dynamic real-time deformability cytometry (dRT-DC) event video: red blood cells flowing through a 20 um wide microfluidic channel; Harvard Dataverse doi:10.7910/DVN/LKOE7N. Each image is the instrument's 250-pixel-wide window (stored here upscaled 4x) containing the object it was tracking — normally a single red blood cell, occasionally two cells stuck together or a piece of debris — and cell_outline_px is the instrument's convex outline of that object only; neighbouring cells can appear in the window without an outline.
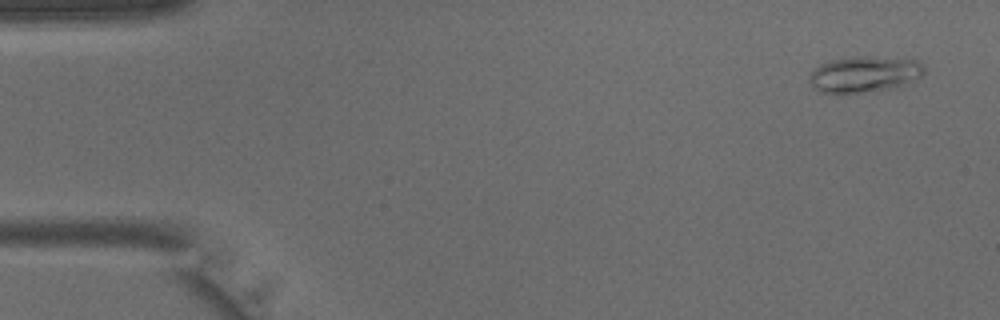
{"species": "common noctule bat (a hibernating species)", "species_latin": "Nyctalus noctula", "temperature_condition": "warm", "stored_images_in_passage": 30, "camera_frame_rate_fps": 3000, "um_per_image_px": 0.085, "animal": {"sex": "male", "body_mass_g": 15.6}, "frame": {"image": 1, "passage_image": 2, "time_ms": 0.333, "image_size_px": [1000, 320], "cell_outline_px": [[924, 72], [920, 76], [904, 84], [892, 88], [856, 92], [820, 92], [812, 88], [808, 76], [820, 64], [832, 60], [852, 56], [868, 56], [916, 60], [924, 68]], "centroid_in_image_um": [73.42, 6.29], "position_along_channel_um": 11.6, "area_um2": 23.64}}
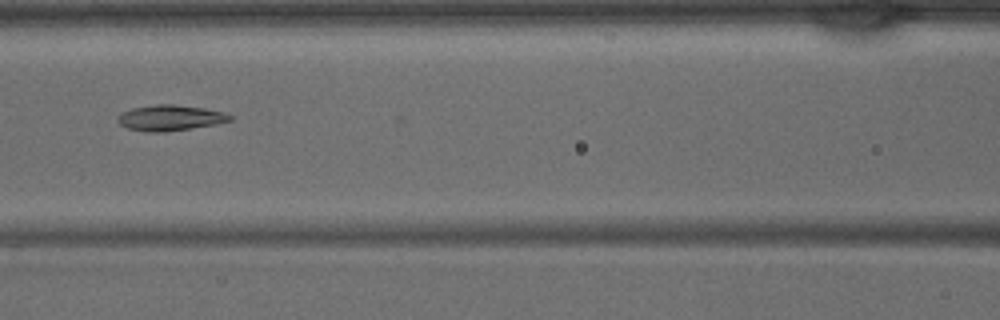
{"frame": {"image": 2, "passage_image": 18, "time_ms": 5.667, "image_size_px": [1000, 320], "cell_outline_px": [[232, 120], [216, 124], [192, 128], [164, 132], [148, 132], [128, 128], [120, 124], [116, 120], [116, 116], [132, 108], [156, 104], [172, 104], [204, 108], [224, 112], [232, 116]], "centroid_in_image_um": [14.45, 10.01], "position_along_channel_um": 152.1, "area_um2": 16.76}}
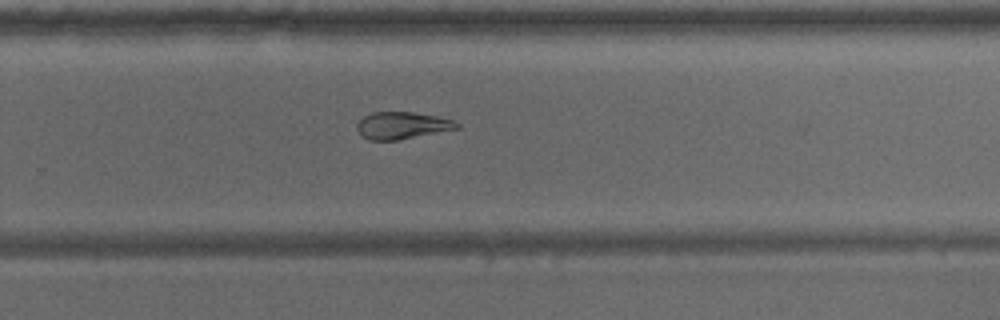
{"frame": {"image": 3, "passage_image": 27, "time_ms": 8.667, "image_size_px": [1000, 320], "cell_outline_px": [[460, 128], [396, 140], [368, 140], [356, 128], [356, 124], [364, 116], [372, 112], [412, 112], [436, 116], [452, 120], [460, 124]], "centroid_in_image_um": [34.17, 10.66], "position_along_channel_um": 295.6, "area_um2": 15.55}}